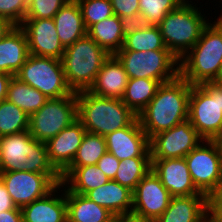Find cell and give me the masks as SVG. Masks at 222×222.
I'll return each instance as SVG.
<instances>
[{
	"instance_id": "obj_31",
	"label": "cell",
	"mask_w": 222,
	"mask_h": 222,
	"mask_svg": "<svg viewBox=\"0 0 222 222\" xmlns=\"http://www.w3.org/2000/svg\"><path fill=\"white\" fill-rule=\"evenodd\" d=\"M151 170V157H134L120 161L114 181L134 190Z\"/></svg>"
},
{
	"instance_id": "obj_42",
	"label": "cell",
	"mask_w": 222,
	"mask_h": 222,
	"mask_svg": "<svg viewBox=\"0 0 222 222\" xmlns=\"http://www.w3.org/2000/svg\"><path fill=\"white\" fill-rule=\"evenodd\" d=\"M10 194L8 193L5 184L0 178V212L16 209Z\"/></svg>"
},
{
	"instance_id": "obj_8",
	"label": "cell",
	"mask_w": 222,
	"mask_h": 222,
	"mask_svg": "<svg viewBox=\"0 0 222 222\" xmlns=\"http://www.w3.org/2000/svg\"><path fill=\"white\" fill-rule=\"evenodd\" d=\"M114 56L123 65L129 79H154L163 84L179 76V59L169 50H119Z\"/></svg>"
},
{
	"instance_id": "obj_38",
	"label": "cell",
	"mask_w": 222,
	"mask_h": 222,
	"mask_svg": "<svg viewBox=\"0 0 222 222\" xmlns=\"http://www.w3.org/2000/svg\"><path fill=\"white\" fill-rule=\"evenodd\" d=\"M124 39L133 35L138 30L148 29L153 26L152 22L141 13L119 17Z\"/></svg>"
},
{
	"instance_id": "obj_47",
	"label": "cell",
	"mask_w": 222,
	"mask_h": 222,
	"mask_svg": "<svg viewBox=\"0 0 222 222\" xmlns=\"http://www.w3.org/2000/svg\"><path fill=\"white\" fill-rule=\"evenodd\" d=\"M213 83H215L216 85L222 86V64H221L218 75L213 80Z\"/></svg>"
},
{
	"instance_id": "obj_52",
	"label": "cell",
	"mask_w": 222,
	"mask_h": 222,
	"mask_svg": "<svg viewBox=\"0 0 222 222\" xmlns=\"http://www.w3.org/2000/svg\"><path fill=\"white\" fill-rule=\"evenodd\" d=\"M216 140H222V131H221L219 137Z\"/></svg>"
},
{
	"instance_id": "obj_26",
	"label": "cell",
	"mask_w": 222,
	"mask_h": 222,
	"mask_svg": "<svg viewBox=\"0 0 222 222\" xmlns=\"http://www.w3.org/2000/svg\"><path fill=\"white\" fill-rule=\"evenodd\" d=\"M87 34L110 55L118 52L124 44L122 26L117 15L93 24Z\"/></svg>"
},
{
	"instance_id": "obj_39",
	"label": "cell",
	"mask_w": 222,
	"mask_h": 222,
	"mask_svg": "<svg viewBox=\"0 0 222 222\" xmlns=\"http://www.w3.org/2000/svg\"><path fill=\"white\" fill-rule=\"evenodd\" d=\"M113 14L118 17L139 13V0H110Z\"/></svg>"
},
{
	"instance_id": "obj_20",
	"label": "cell",
	"mask_w": 222,
	"mask_h": 222,
	"mask_svg": "<svg viewBox=\"0 0 222 222\" xmlns=\"http://www.w3.org/2000/svg\"><path fill=\"white\" fill-rule=\"evenodd\" d=\"M208 197L204 194L172 197L164 213L154 222H207Z\"/></svg>"
},
{
	"instance_id": "obj_24",
	"label": "cell",
	"mask_w": 222,
	"mask_h": 222,
	"mask_svg": "<svg viewBox=\"0 0 222 222\" xmlns=\"http://www.w3.org/2000/svg\"><path fill=\"white\" fill-rule=\"evenodd\" d=\"M53 19L59 40L64 48L87 34L77 0H68Z\"/></svg>"
},
{
	"instance_id": "obj_21",
	"label": "cell",
	"mask_w": 222,
	"mask_h": 222,
	"mask_svg": "<svg viewBox=\"0 0 222 222\" xmlns=\"http://www.w3.org/2000/svg\"><path fill=\"white\" fill-rule=\"evenodd\" d=\"M128 80L123 65L114 55H110L88 91L101 97L122 99Z\"/></svg>"
},
{
	"instance_id": "obj_2",
	"label": "cell",
	"mask_w": 222,
	"mask_h": 222,
	"mask_svg": "<svg viewBox=\"0 0 222 222\" xmlns=\"http://www.w3.org/2000/svg\"><path fill=\"white\" fill-rule=\"evenodd\" d=\"M22 170L47 174L57 185L62 183L49 162L46 143L33 138L29 130L0 137V172Z\"/></svg>"
},
{
	"instance_id": "obj_36",
	"label": "cell",
	"mask_w": 222,
	"mask_h": 222,
	"mask_svg": "<svg viewBox=\"0 0 222 222\" xmlns=\"http://www.w3.org/2000/svg\"><path fill=\"white\" fill-rule=\"evenodd\" d=\"M68 0H28L25 18H54L56 13Z\"/></svg>"
},
{
	"instance_id": "obj_29",
	"label": "cell",
	"mask_w": 222,
	"mask_h": 222,
	"mask_svg": "<svg viewBox=\"0 0 222 222\" xmlns=\"http://www.w3.org/2000/svg\"><path fill=\"white\" fill-rule=\"evenodd\" d=\"M6 100L14 103L30 116L38 111L48 98L37 89L21 82L14 76L9 81Z\"/></svg>"
},
{
	"instance_id": "obj_7",
	"label": "cell",
	"mask_w": 222,
	"mask_h": 222,
	"mask_svg": "<svg viewBox=\"0 0 222 222\" xmlns=\"http://www.w3.org/2000/svg\"><path fill=\"white\" fill-rule=\"evenodd\" d=\"M188 120L203 140H216L222 131V86L213 82L192 85Z\"/></svg>"
},
{
	"instance_id": "obj_23",
	"label": "cell",
	"mask_w": 222,
	"mask_h": 222,
	"mask_svg": "<svg viewBox=\"0 0 222 222\" xmlns=\"http://www.w3.org/2000/svg\"><path fill=\"white\" fill-rule=\"evenodd\" d=\"M132 193L128 187L109 180L104 185L88 191L85 196L106 208L115 216H130L132 213Z\"/></svg>"
},
{
	"instance_id": "obj_28",
	"label": "cell",
	"mask_w": 222,
	"mask_h": 222,
	"mask_svg": "<svg viewBox=\"0 0 222 222\" xmlns=\"http://www.w3.org/2000/svg\"><path fill=\"white\" fill-rule=\"evenodd\" d=\"M160 85L161 83L154 79H129L122 101L138 116L154 98Z\"/></svg>"
},
{
	"instance_id": "obj_45",
	"label": "cell",
	"mask_w": 222,
	"mask_h": 222,
	"mask_svg": "<svg viewBox=\"0 0 222 222\" xmlns=\"http://www.w3.org/2000/svg\"><path fill=\"white\" fill-rule=\"evenodd\" d=\"M14 25L8 20L0 18V40L8 33Z\"/></svg>"
},
{
	"instance_id": "obj_32",
	"label": "cell",
	"mask_w": 222,
	"mask_h": 222,
	"mask_svg": "<svg viewBox=\"0 0 222 222\" xmlns=\"http://www.w3.org/2000/svg\"><path fill=\"white\" fill-rule=\"evenodd\" d=\"M30 116L14 103L0 101V137L29 130Z\"/></svg>"
},
{
	"instance_id": "obj_33",
	"label": "cell",
	"mask_w": 222,
	"mask_h": 222,
	"mask_svg": "<svg viewBox=\"0 0 222 222\" xmlns=\"http://www.w3.org/2000/svg\"><path fill=\"white\" fill-rule=\"evenodd\" d=\"M120 50L149 51L168 50L157 25L151 28L138 30L133 35L124 39L123 47Z\"/></svg>"
},
{
	"instance_id": "obj_37",
	"label": "cell",
	"mask_w": 222,
	"mask_h": 222,
	"mask_svg": "<svg viewBox=\"0 0 222 222\" xmlns=\"http://www.w3.org/2000/svg\"><path fill=\"white\" fill-rule=\"evenodd\" d=\"M28 0H0V18L8 20L14 26H20L25 19Z\"/></svg>"
},
{
	"instance_id": "obj_49",
	"label": "cell",
	"mask_w": 222,
	"mask_h": 222,
	"mask_svg": "<svg viewBox=\"0 0 222 222\" xmlns=\"http://www.w3.org/2000/svg\"><path fill=\"white\" fill-rule=\"evenodd\" d=\"M181 4H192L189 0H178Z\"/></svg>"
},
{
	"instance_id": "obj_1",
	"label": "cell",
	"mask_w": 222,
	"mask_h": 222,
	"mask_svg": "<svg viewBox=\"0 0 222 222\" xmlns=\"http://www.w3.org/2000/svg\"><path fill=\"white\" fill-rule=\"evenodd\" d=\"M191 87L180 75L158 87L154 98L138 115L149 140L188 119Z\"/></svg>"
},
{
	"instance_id": "obj_9",
	"label": "cell",
	"mask_w": 222,
	"mask_h": 222,
	"mask_svg": "<svg viewBox=\"0 0 222 222\" xmlns=\"http://www.w3.org/2000/svg\"><path fill=\"white\" fill-rule=\"evenodd\" d=\"M197 190L207 197L218 195L222 188V152L215 140H203L185 157Z\"/></svg>"
},
{
	"instance_id": "obj_3",
	"label": "cell",
	"mask_w": 222,
	"mask_h": 222,
	"mask_svg": "<svg viewBox=\"0 0 222 222\" xmlns=\"http://www.w3.org/2000/svg\"><path fill=\"white\" fill-rule=\"evenodd\" d=\"M209 21L200 39L179 60V75L190 85L213 82L222 64V22Z\"/></svg>"
},
{
	"instance_id": "obj_10",
	"label": "cell",
	"mask_w": 222,
	"mask_h": 222,
	"mask_svg": "<svg viewBox=\"0 0 222 222\" xmlns=\"http://www.w3.org/2000/svg\"><path fill=\"white\" fill-rule=\"evenodd\" d=\"M15 77L37 89L48 99L73 93L66 82L62 61L57 58L29 55Z\"/></svg>"
},
{
	"instance_id": "obj_18",
	"label": "cell",
	"mask_w": 222,
	"mask_h": 222,
	"mask_svg": "<svg viewBox=\"0 0 222 222\" xmlns=\"http://www.w3.org/2000/svg\"><path fill=\"white\" fill-rule=\"evenodd\" d=\"M85 133L83 124L77 118L46 142L49 162L60 175L71 165Z\"/></svg>"
},
{
	"instance_id": "obj_27",
	"label": "cell",
	"mask_w": 222,
	"mask_h": 222,
	"mask_svg": "<svg viewBox=\"0 0 222 222\" xmlns=\"http://www.w3.org/2000/svg\"><path fill=\"white\" fill-rule=\"evenodd\" d=\"M106 152L105 137L86 132L71 165L61 174V180L63 181L76 167L96 165Z\"/></svg>"
},
{
	"instance_id": "obj_4",
	"label": "cell",
	"mask_w": 222,
	"mask_h": 222,
	"mask_svg": "<svg viewBox=\"0 0 222 222\" xmlns=\"http://www.w3.org/2000/svg\"><path fill=\"white\" fill-rule=\"evenodd\" d=\"M76 99L78 119L86 132L105 137L138 118L122 99L97 96L88 90L76 92Z\"/></svg>"
},
{
	"instance_id": "obj_50",
	"label": "cell",
	"mask_w": 222,
	"mask_h": 222,
	"mask_svg": "<svg viewBox=\"0 0 222 222\" xmlns=\"http://www.w3.org/2000/svg\"><path fill=\"white\" fill-rule=\"evenodd\" d=\"M215 141L219 143V146H220L221 152H222V140H215Z\"/></svg>"
},
{
	"instance_id": "obj_44",
	"label": "cell",
	"mask_w": 222,
	"mask_h": 222,
	"mask_svg": "<svg viewBox=\"0 0 222 222\" xmlns=\"http://www.w3.org/2000/svg\"><path fill=\"white\" fill-rule=\"evenodd\" d=\"M12 77V75L0 72V101L6 100L8 84Z\"/></svg>"
},
{
	"instance_id": "obj_51",
	"label": "cell",
	"mask_w": 222,
	"mask_h": 222,
	"mask_svg": "<svg viewBox=\"0 0 222 222\" xmlns=\"http://www.w3.org/2000/svg\"><path fill=\"white\" fill-rule=\"evenodd\" d=\"M221 1V0H220ZM217 21L222 22V14H220L219 18H217Z\"/></svg>"
},
{
	"instance_id": "obj_5",
	"label": "cell",
	"mask_w": 222,
	"mask_h": 222,
	"mask_svg": "<svg viewBox=\"0 0 222 222\" xmlns=\"http://www.w3.org/2000/svg\"><path fill=\"white\" fill-rule=\"evenodd\" d=\"M110 54L88 34L65 48L62 65L73 92L88 90Z\"/></svg>"
},
{
	"instance_id": "obj_6",
	"label": "cell",
	"mask_w": 222,
	"mask_h": 222,
	"mask_svg": "<svg viewBox=\"0 0 222 222\" xmlns=\"http://www.w3.org/2000/svg\"><path fill=\"white\" fill-rule=\"evenodd\" d=\"M196 4H180L157 25L167 49L179 60L200 39L209 24Z\"/></svg>"
},
{
	"instance_id": "obj_12",
	"label": "cell",
	"mask_w": 222,
	"mask_h": 222,
	"mask_svg": "<svg viewBox=\"0 0 222 222\" xmlns=\"http://www.w3.org/2000/svg\"><path fill=\"white\" fill-rule=\"evenodd\" d=\"M172 196L151 169L132 193L131 216L154 222L169 206Z\"/></svg>"
},
{
	"instance_id": "obj_34",
	"label": "cell",
	"mask_w": 222,
	"mask_h": 222,
	"mask_svg": "<svg viewBox=\"0 0 222 222\" xmlns=\"http://www.w3.org/2000/svg\"><path fill=\"white\" fill-rule=\"evenodd\" d=\"M77 2L82 12L86 30L93 24L114 15L110 0H77Z\"/></svg>"
},
{
	"instance_id": "obj_16",
	"label": "cell",
	"mask_w": 222,
	"mask_h": 222,
	"mask_svg": "<svg viewBox=\"0 0 222 222\" xmlns=\"http://www.w3.org/2000/svg\"><path fill=\"white\" fill-rule=\"evenodd\" d=\"M105 140L107 152L120 161L134 157H151L149 138L138 118L131 125L107 134Z\"/></svg>"
},
{
	"instance_id": "obj_14",
	"label": "cell",
	"mask_w": 222,
	"mask_h": 222,
	"mask_svg": "<svg viewBox=\"0 0 222 222\" xmlns=\"http://www.w3.org/2000/svg\"><path fill=\"white\" fill-rule=\"evenodd\" d=\"M16 207L22 208L51 192L57 184L47 175L29 171L0 172Z\"/></svg>"
},
{
	"instance_id": "obj_53",
	"label": "cell",
	"mask_w": 222,
	"mask_h": 222,
	"mask_svg": "<svg viewBox=\"0 0 222 222\" xmlns=\"http://www.w3.org/2000/svg\"><path fill=\"white\" fill-rule=\"evenodd\" d=\"M218 195L222 198V188Z\"/></svg>"
},
{
	"instance_id": "obj_35",
	"label": "cell",
	"mask_w": 222,
	"mask_h": 222,
	"mask_svg": "<svg viewBox=\"0 0 222 222\" xmlns=\"http://www.w3.org/2000/svg\"><path fill=\"white\" fill-rule=\"evenodd\" d=\"M181 3L178 0H139V13L148 18L153 25L161 20Z\"/></svg>"
},
{
	"instance_id": "obj_13",
	"label": "cell",
	"mask_w": 222,
	"mask_h": 222,
	"mask_svg": "<svg viewBox=\"0 0 222 222\" xmlns=\"http://www.w3.org/2000/svg\"><path fill=\"white\" fill-rule=\"evenodd\" d=\"M203 139L187 119L149 140L151 159L184 158Z\"/></svg>"
},
{
	"instance_id": "obj_40",
	"label": "cell",
	"mask_w": 222,
	"mask_h": 222,
	"mask_svg": "<svg viewBox=\"0 0 222 222\" xmlns=\"http://www.w3.org/2000/svg\"><path fill=\"white\" fill-rule=\"evenodd\" d=\"M119 164L120 160L116 156H114L112 153L106 152L99 159L96 165L110 180H114Z\"/></svg>"
},
{
	"instance_id": "obj_15",
	"label": "cell",
	"mask_w": 222,
	"mask_h": 222,
	"mask_svg": "<svg viewBox=\"0 0 222 222\" xmlns=\"http://www.w3.org/2000/svg\"><path fill=\"white\" fill-rule=\"evenodd\" d=\"M20 27L26 35L30 55L62 59L65 48L59 40L53 18H25Z\"/></svg>"
},
{
	"instance_id": "obj_43",
	"label": "cell",
	"mask_w": 222,
	"mask_h": 222,
	"mask_svg": "<svg viewBox=\"0 0 222 222\" xmlns=\"http://www.w3.org/2000/svg\"><path fill=\"white\" fill-rule=\"evenodd\" d=\"M0 222H23L21 208L0 212Z\"/></svg>"
},
{
	"instance_id": "obj_30",
	"label": "cell",
	"mask_w": 222,
	"mask_h": 222,
	"mask_svg": "<svg viewBox=\"0 0 222 222\" xmlns=\"http://www.w3.org/2000/svg\"><path fill=\"white\" fill-rule=\"evenodd\" d=\"M109 180L97 165H87L76 167L62 183L71 192L85 195L88 191L104 185Z\"/></svg>"
},
{
	"instance_id": "obj_48",
	"label": "cell",
	"mask_w": 222,
	"mask_h": 222,
	"mask_svg": "<svg viewBox=\"0 0 222 222\" xmlns=\"http://www.w3.org/2000/svg\"><path fill=\"white\" fill-rule=\"evenodd\" d=\"M104 222H117V216L113 215L109 220Z\"/></svg>"
},
{
	"instance_id": "obj_17",
	"label": "cell",
	"mask_w": 222,
	"mask_h": 222,
	"mask_svg": "<svg viewBox=\"0 0 222 222\" xmlns=\"http://www.w3.org/2000/svg\"><path fill=\"white\" fill-rule=\"evenodd\" d=\"M151 169L172 197L202 194L192 182L185 158L151 159Z\"/></svg>"
},
{
	"instance_id": "obj_46",
	"label": "cell",
	"mask_w": 222,
	"mask_h": 222,
	"mask_svg": "<svg viewBox=\"0 0 222 222\" xmlns=\"http://www.w3.org/2000/svg\"><path fill=\"white\" fill-rule=\"evenodd\" d=\"M117 222H150L142 219H138L133 216H117Z\"/></svg>"
},
{
	"instance_id": "obj_22",
	"label": "cell",
	"mask_w": 222,
	"mask_h": 222,
	"mask_svg": "<svg viewBox=\"0 0 222 222\" xmlns=\"http://www.w3.org/2000/svg\"><path fill=\"white\" fill-rule=\"evenodd\" d=\"M29 55L23 29L20 26H13L0 40V72L14 77Z\"/></svg>"
},
{
	"instance_id": "obj_11",
	"label": "cell",
	"mask_w": 222,
	"mask_h": 222,
	"mask_svg": "<svg viewBox=\"0 0 222 222\" xmlns=\"http://www.w3.org/2000/svg\"><path fill=\"white\" fill-rule=\"evenodd\" d=\"M78 118L76 92L50 98L30 115L29 132L37 141L47 142Z\"/></svg>"
},
{
	"instance_id": "obj_25",
	"label": "cell",
	"mask_w": 222,
	"mask_h": 222,
	"mask_svg": "<svg viewBox=\"0 0 222 222\" xmlns=\"http://www.w3.org/2000/svg\"><path fill=\"white\" fill-rule=\"evenodd\" d=\"M67 222H104L113 214L103 206L66 187Z\"/></svg>"
},
{
	"instance_id": "obj_41",
	"label": "cell",
	"mask_w": 222,
	"mask_h": 222,
	"mask_svg": "<svg viewBox=\"0 0 222 222\" xmlns=\"http://www.w3.org/2000/svg\"><path fill=\"white\" fill-rule=\"evenodd\" d=\"M207 222H222V198L219 195L208 197Z\"/></svg>"
},
{
	"instance_id": "obj_19",
	"label": "cell",
	"mask_w": 222,
	"mask_h": 222,
	"mask_svg": "<svg viewBox=\"0 0 222 222\" xmlns=\"http://www.w3.org/2000/svg\"><path fill=\"white\" fill-rule=\"evenodd\" d=\"M58 191L64 193L57 195ZM21 211L23 222H67L66 186L58 184L46 196L23 206Z\"/></svg>"
}]
</instances>
